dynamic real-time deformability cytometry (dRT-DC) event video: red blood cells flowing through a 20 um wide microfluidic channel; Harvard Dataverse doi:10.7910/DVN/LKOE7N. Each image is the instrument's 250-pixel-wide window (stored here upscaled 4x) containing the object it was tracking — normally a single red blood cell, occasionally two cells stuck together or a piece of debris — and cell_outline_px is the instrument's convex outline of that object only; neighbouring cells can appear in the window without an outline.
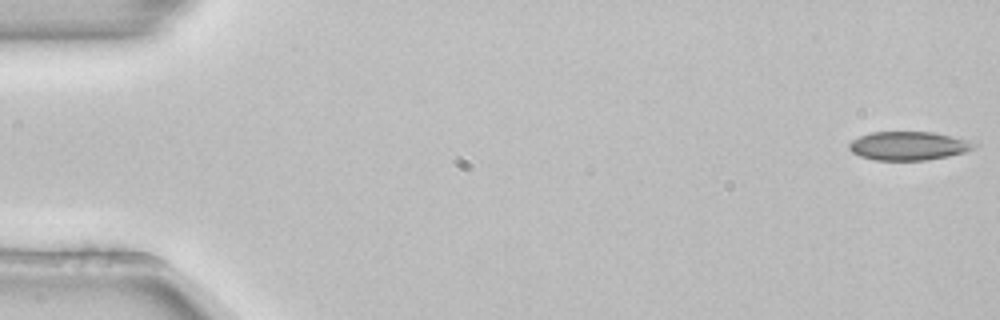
{"species": "common noctule bat (a hibernating species)", "species_latin": "Nyctalus noctula", "temperature_condition": "room temperature", "stored_images_in_passage": 53, "camera_frame_rate_fps": 3000, "um_per_image_px": 0.085, "animal": {"sex": "female", "body_mass_g": 22.7, "forearm_length_mm": 54.2}, "frame": {"image": 1, "passage_image": 1, "time_ms": 0.0, "image_size_px": [1000, 320], "cell_outline_px": [[980, 144], [976, 148], [964, 152], [948, 156], [928, 160], [876, 160], [860, 156], [852, 152], [848, 148], [848, 144], [852, 140], [860, 136], [872, 132], [932, 132], [968, 140]], "centroid_in_image_um": [77.24, 12.4], "position_along_channel_um": 7.8, "area_um2": 20.87}}
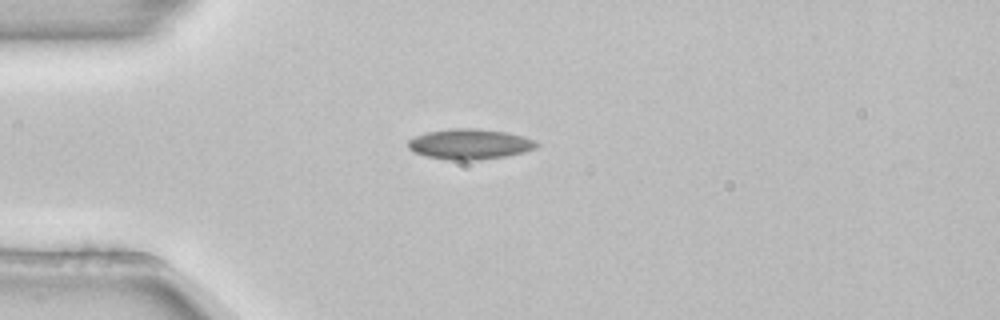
{"frame": {"image": 2, "passage_image": 14, "time_ms": 4.333, "image_size_px": [1000, 320], "cell_outline_px": [[540, 144], [536, 148], [524, 152], [504, 156], [476, 160], [452, 160], [428, 156], [416, 152], [408, 148], [408, 140], [416, 136], [428, 132], [452, 128], [480, 128], [508, 132], [524, 136], [536, 140]], "centroid_in_image_um": [39.99, 12.23], "position_along_channel_um": 45.0, "area_um2": 22.72}}
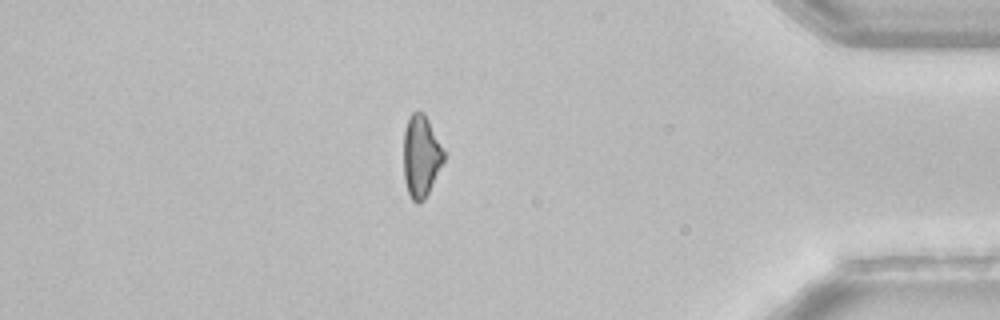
{"frame": {"image": 3, "passage_image": 46, "time_ms": 15.0, "image_size_px": [1000, 320], "cell_outline_px": [[444, 160], [424, 200], [416, 204], [412, 200], [408, 192], [404, 180], [404, 128], [408, 116], [412, 112], [424, 112], [444, 152]], "centroid_in_image_um": [35.76, 13.27], "position_along_channel_um": 399.4, "area_um2": 18.96}}